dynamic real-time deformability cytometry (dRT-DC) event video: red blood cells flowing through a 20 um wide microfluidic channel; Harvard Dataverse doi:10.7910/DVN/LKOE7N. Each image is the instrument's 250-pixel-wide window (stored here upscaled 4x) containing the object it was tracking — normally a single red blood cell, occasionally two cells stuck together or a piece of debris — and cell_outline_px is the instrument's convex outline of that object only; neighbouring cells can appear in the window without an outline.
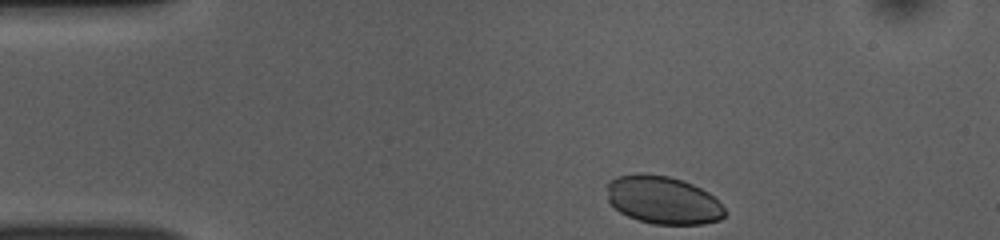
{"species": "common noctule bat (a hibernating species)", "species_latin": "Nyctalus noctula", "temperature_condition": "room temperature", "stored_images_in_passage": 36, "camera_frame_rate_fps": 3000, "um_per_image_px": 0.085, "animal": {"sex": "female", "body_mass_g": 10.0, "forearm_length_mm": 53.1}, "frame": {"image": 1, "passage_image": 1, "time_ms": 0.0, "image_size_px": [1000, 240], "cell_outline_px": [[724, 216], [720, 220], [704, 224], [652, 224], [628, 216], [620, 212], [608, 200], [608, 180], [616, 176], [640, 172], [668, 176], [684, 180], [708, 192], [724, 208]], "centroid_in_image_um": [56.34, 16.99], "position_along_channel_um": 28.7, "area_um2": 32.89}}